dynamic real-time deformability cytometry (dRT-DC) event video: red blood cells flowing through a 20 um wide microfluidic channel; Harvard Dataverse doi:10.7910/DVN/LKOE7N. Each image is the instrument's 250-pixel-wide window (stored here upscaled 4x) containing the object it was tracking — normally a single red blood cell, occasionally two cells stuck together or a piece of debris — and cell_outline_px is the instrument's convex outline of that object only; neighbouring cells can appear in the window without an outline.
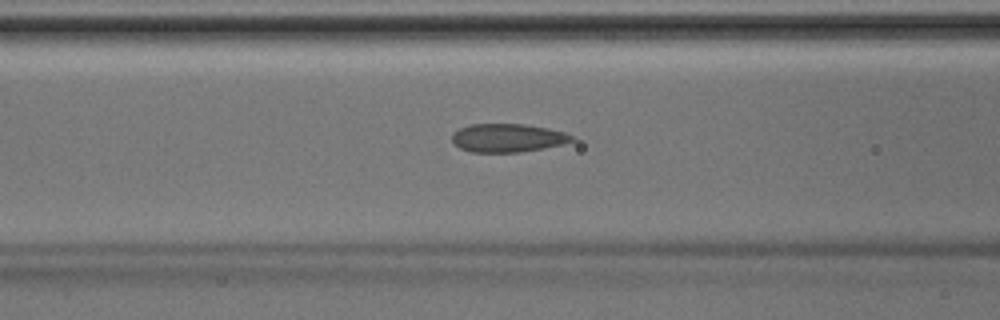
{"species": "Egyptian fruit bat (a non-hibernating species)", "species_latin": "Rousettus aegyptiacus", "temperature_condition": "room temperature", "stored_images_in_passage": 44, "camera_frame_rate_fps": 3000, "um_per_image_px": 0.085, "animal": {"sex": "male"}, "frame": {"image": 1, "passage_image": 18, "time_ms": 5.667, "image_size_px": [1000, 320], "cell_outline_px": [[576, 140], [564, 144], [544, 148], [520, 152], [472, 152], [460, 148], [452, 144], [452, 132], [460, 128], [472, 124], [524, 124], [548, 128], [564, 132], [572, 136]], "centroid_in_image_um": [43.14, 11.72], "position_along_channel_um": 123.5, "area_um2": 19.94}}
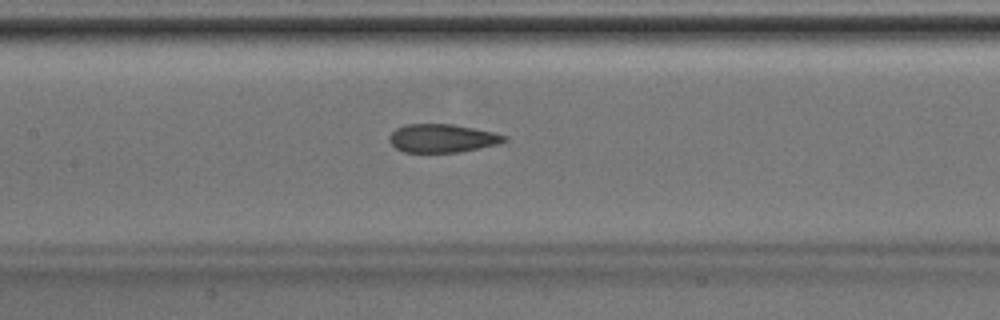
{"frame": {"image": 2, "passage_image": 21, "time_ms": 6.667, "image_size_px": [1000, 320], "cell_outline_px": [[508, 140], [500, 144], [460, 152], [404, 152], [396, 148], [388, 140], [388, 136], [396, 128], [404, 124], [452, 124], [492, 132], [508, 136]], "centroid_in_image_um": [37.59, 11.75], "position_along_channel_um": 169.8, "area_um2": 19.07}}
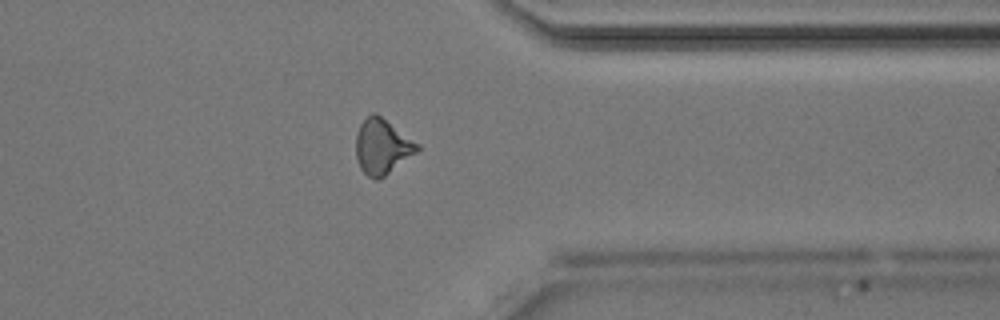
{"frame": {"image": 3, "passage_image": 35, "time_ms": 11.333, "image_size_px": [1000, 320], "cell_outline_px": [[420, 148], [416, 152], [380, 180], [376, 180], [368, 176], [360, 168], [356, 156], [356, 136], [360, 124], [372, 112], [376, 112], [420, 144]], "centroid_in_image_um": [32.48, 12.46], "position_along_channel_um": 378.9, "area_um2": 19.71}}